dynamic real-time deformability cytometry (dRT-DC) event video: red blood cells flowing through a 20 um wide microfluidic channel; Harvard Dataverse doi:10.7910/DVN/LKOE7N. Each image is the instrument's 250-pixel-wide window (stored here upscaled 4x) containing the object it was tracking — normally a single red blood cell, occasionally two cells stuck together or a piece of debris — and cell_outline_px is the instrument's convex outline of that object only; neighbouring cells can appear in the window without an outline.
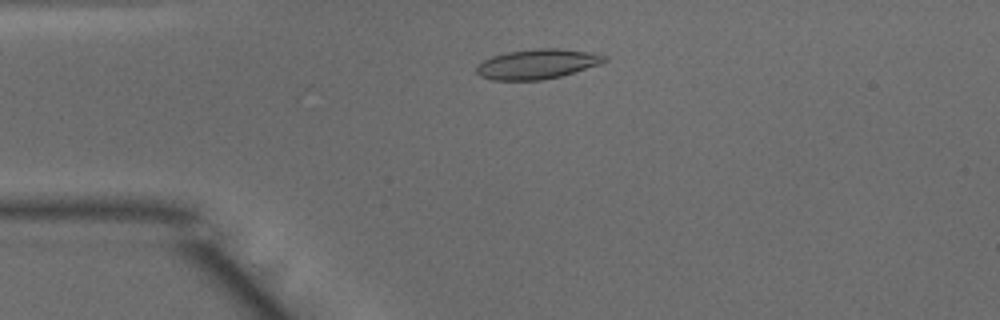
{"species": "common noctule bat (a hibernating species)", "species_latin": "Nyctalus noctula", "temperature_condition": "warm", "stored_images_in_passage": 48, "camera_frame_rate_fps": 3000, "um_per_image_px": 0.085, "animal": {"sex": "male", "body_mass_g": 15.6}, "frame": {"image": 1, "passage_image": 10, "time_ms": 3.0, "image_size_px": [1000, 320], "cell_outline_px": [[608, 60], [600, 64], [560, 76], [540, 80], [492, 80], [480, 76], [476, 72], [476, 64], [492, 56], [508, 52], [536, 48], [556, 48], [588, 52], [608, 56]], "centroid_in_image_um": [45.64, 5.44], "position_along_channel_um": 39.4, "area_um2": 22.14}}
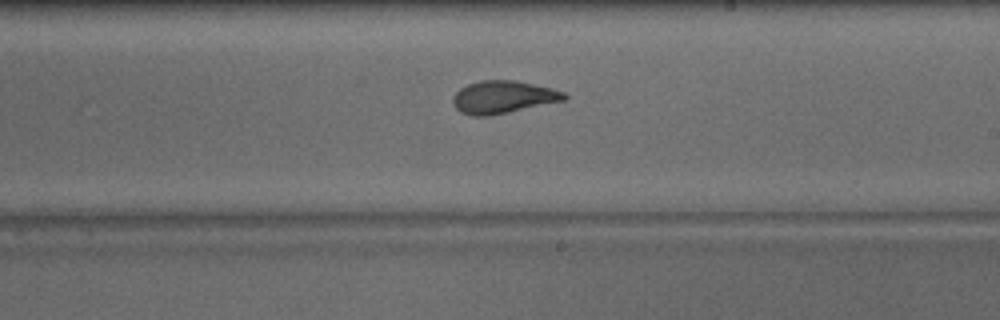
{"frame": {"image": 2, "passage_image": 27, "time_ms": 8.667, "image_size_px": [1000, 320], "cell_outline_px": [[568, 96], [564, 100], [508, 112], [488, 116], [472, 116], [460, 112], [456, 108], [452, 100], [452, 96], [460, 88], [468, 84], [480, 80], [516, 80], [552, 88], [564, 92]], "centroid_in_image_um": [42.73, 8.24], "position_along_channel_um": 246.3, "area_um2": 21.1}}
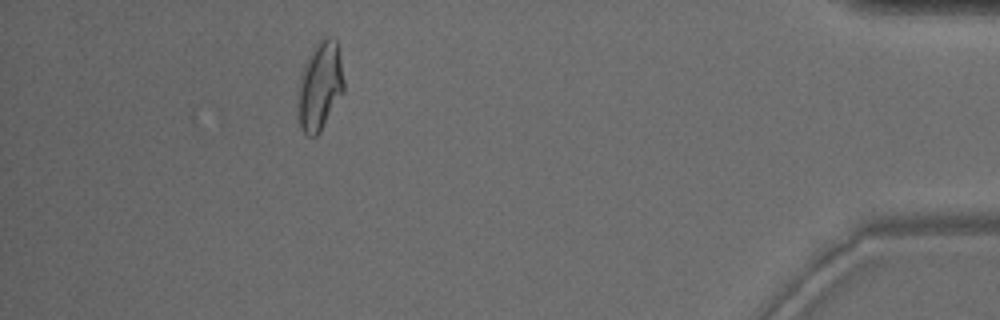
{"frame": {"image": 3, "passage_image": 43, "time_ms": 14.0, "image_size_px": [1000, 320], "cell_outline_px": [[344, 88], [320, 132], [316, 136], [308, 136], [300, 128], [300, 72], [312, 48], [324, 36], [328, 36], [336, 40], [344, 80]], "centroid_in_image_um": [27.2, 7.27], "position_along_channel_um": 408.0, "area_um2": 22.89}, "authors_computed_cell_mechanics": {"area_um2": 21.5883, "velocity_mm_per_s": 4.0756, "shape_relaxation_time_tau1_ms": 3.5649, "shape_relaxation_time_tau2_ms": 1.1058, "deformation_change_tau1": 0.1834, "deformation_change_tau2": 0.0869}}